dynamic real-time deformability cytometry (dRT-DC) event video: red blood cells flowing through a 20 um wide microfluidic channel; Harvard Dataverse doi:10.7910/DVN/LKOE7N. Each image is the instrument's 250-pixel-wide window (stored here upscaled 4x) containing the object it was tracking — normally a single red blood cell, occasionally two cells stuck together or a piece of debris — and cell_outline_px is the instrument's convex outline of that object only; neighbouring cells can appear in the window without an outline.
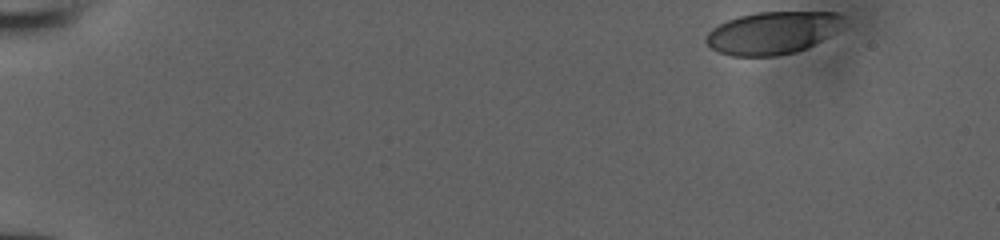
{"species": "human", "species_latin": "Homo sapiens", "temperature_condition": "room temperature", "stored_images_in_passage": 42, "camera_frame_rate_fps": 3000, "um_per_image_px": 0.085, "donor": {"sex": "male"}, "frame": {"image": 1, "passage_image": 1, "time_ms": 0.0, "image_size_px": [1000, 240], "cell_outline_px": [[844, 16], [836, 32], [796, 52], [776, 56], [732, 56], [720, 52], [712, 48], [704, 40], [708, 32], [712, 28], [728, 20], [740, 16], [756, 12], [836, 12]], "centroid_in_image_um": [65.63, 2.79], "position_along_channel_um": 19.4, "area_um2": 33.64}}
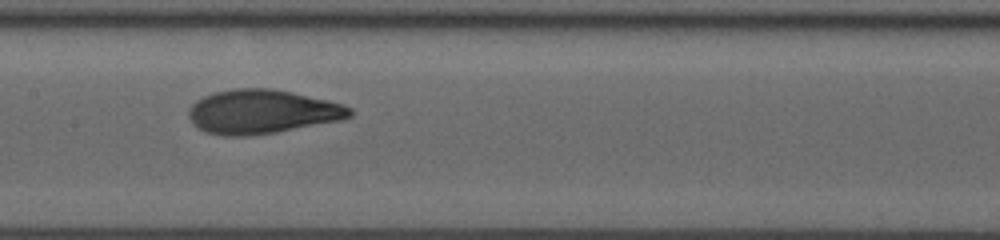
{"frame": {"image": 2, "passage_image": 24, "time_ms": 7.667, "image_size_px": [1000, 240], "cell_outline_px": [[352, 116], [340, 120], [276, 132], [244, 136], [224, 136], [204, 132], [188, 116], [188, 108], [196, 100], [204, 96], [216, 92], [232, 88], [272, 88], [292, 92], [328, 100], [344, 104], [352, 108]], "centroid_in_image_um": [22.28, 9.48], "position_along_channel_um": 185.1, "area_um2": 41.27}}
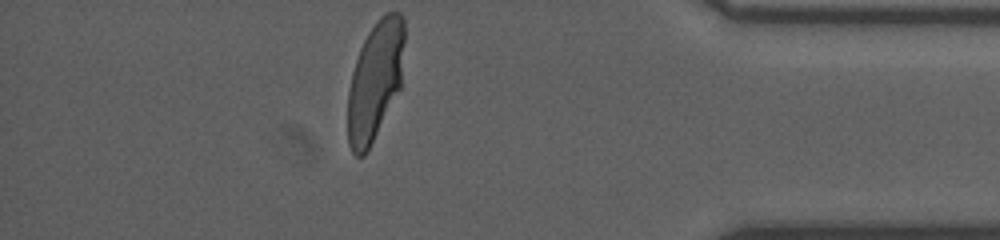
{"frame": {"image": 3, "passage_image": 42, "time_ms": 13.667, "image_size_px": [1000, 240], "cell_outline_px": [[404, 40], [400, 88], [364, 156], [356, 156], [352, 152], [348, 144], [348, 92], [352, 72], [360, 48], [368, 32], [376, 20], [380, 16], [388, 12], [400, 12], [404, 16]], "centroid_in_image_um": [31.88, 6.82], "position_along_channel_um": 403.3, "area_um2": 38.9}}